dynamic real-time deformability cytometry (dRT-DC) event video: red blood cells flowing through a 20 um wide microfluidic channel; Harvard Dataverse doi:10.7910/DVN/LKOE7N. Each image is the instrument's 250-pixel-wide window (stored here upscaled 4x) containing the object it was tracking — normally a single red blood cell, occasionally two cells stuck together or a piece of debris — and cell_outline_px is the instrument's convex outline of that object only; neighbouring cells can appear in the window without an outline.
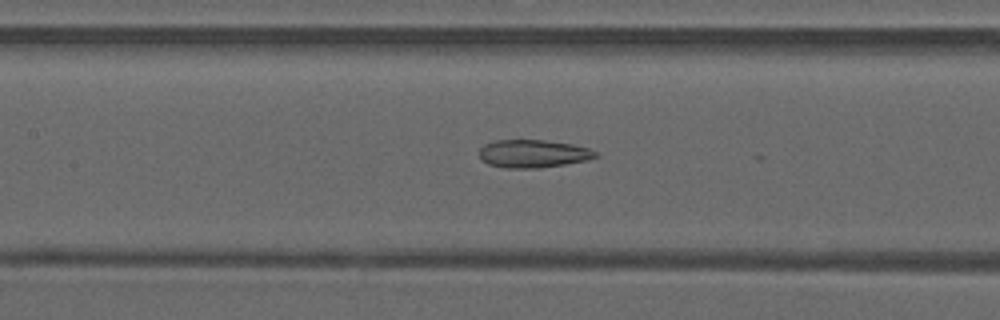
{"species": "common noctule bat (a hibernating species)", "species_latin": "Nyctalus noctula", "temperature_condition": "warm", "stored_images_in_passage": 24, "camera_frame_rate_fps": 3000, "um_per_image_px": 0.085, "animal": {"sex": "male", "forearm_length_mm": 52.5}, "frame": {"image": 1, "passage_image": 23, "time_ms": 7.333, "image_size_px": [1000, 320], "cell_outline_px": [[600, 156], [588, 160], [540, 168], [504, 168], [488, 164], [480, 160], [476, 152], [484, 144], [496, 140], [544, 140], [572, 144], [588, 148], [596, 152]], "centroid_in_image_um": [45.26, 13.07], "position_along_channel_um": 162.1, "area_um2": 19.19}}